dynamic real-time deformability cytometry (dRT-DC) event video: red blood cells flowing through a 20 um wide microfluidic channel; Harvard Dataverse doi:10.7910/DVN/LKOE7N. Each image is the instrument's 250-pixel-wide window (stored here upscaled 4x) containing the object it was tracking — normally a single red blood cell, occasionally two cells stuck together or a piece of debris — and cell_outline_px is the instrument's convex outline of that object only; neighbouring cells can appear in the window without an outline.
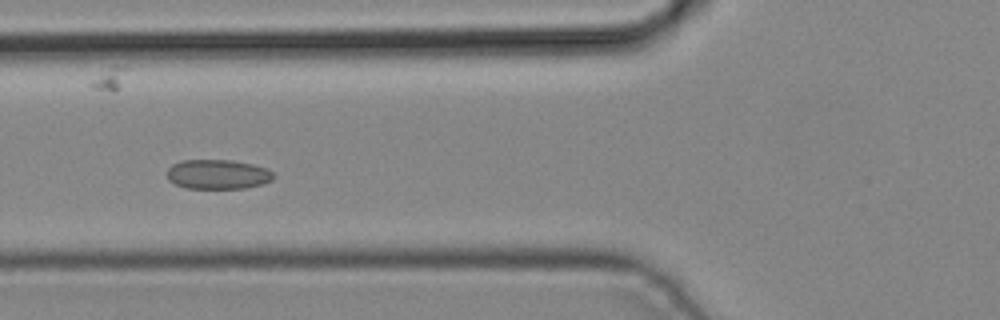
{"species": "common noctule bat (a hibernating species)", "species_latin": "Nyctalus noctula", "temperature_condition": "cold", "stored_images_in_passage": 6, "camera_frame_rate_fps": 3000, "um_per_image_px": 0.085, "animal": {"sex": "male", "body_mass_g": 19.2, "forearm_length_mm": 51.8}, "frame": {"image": 1, "passage_image": 5, "time_ms": 1.333, "image_size_px": [1000, 320], "cell_outline_px": [[276, 176], [272, 180], [260, 184], [244, 188], [184, 188], [168, 180], [168, 168], [172, 164], [180, 160], [232, 160], [252, 164], [268, 168]], "centroid_in_image_um": [18.51, 14.81], "position_along_channel_um": 107.3, "area_um2": 18.38}}